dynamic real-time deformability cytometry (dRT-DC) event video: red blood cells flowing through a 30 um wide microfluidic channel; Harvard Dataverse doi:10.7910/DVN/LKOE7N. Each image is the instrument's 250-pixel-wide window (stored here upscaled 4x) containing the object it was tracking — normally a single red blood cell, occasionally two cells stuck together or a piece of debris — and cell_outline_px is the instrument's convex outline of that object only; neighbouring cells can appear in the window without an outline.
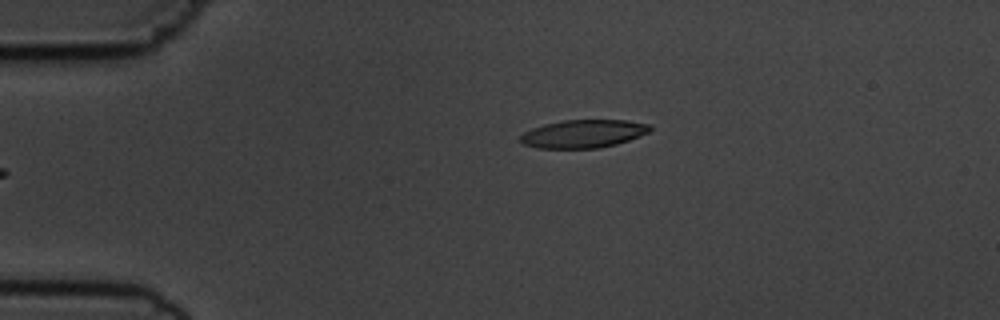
{"species": "common noctule bat (a hibernating species)", "species_latin": "Nyctalus noctula", "temperature_condition": "cold", "stored_images_in_passage": 32, "camera_frame_rate_fps": 3000, "um_per_image_px": 0.085, "animal": {"sex": "male", "body_mass_g": 19.5, "forearm_length_mm": 54.6}, "frame": {"image": 1, "passage_image": 1, "time_ms": 0.0, "image_size_px": [1000, 320], "cell_outline_px": [[652, 128], [648, 132], [628, 140], [616, 144], [600, 148], [536, 148], [524, 144], [520, 140], [520, 136], [524, 132], [532, 128], [544, 124], [564, 120], [628, 120], [652, 124]], "centroid_in_image_um": [49.59, 11.36], "position_along_channel_um": 35.4, "area_um2": 21.21}}
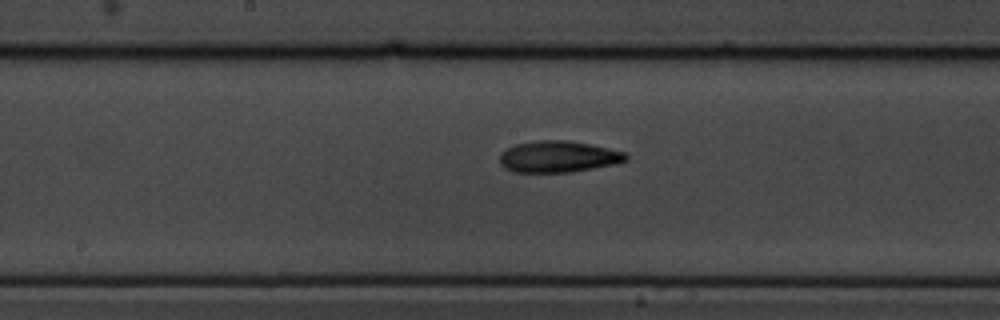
{"frame": {"image": 2, "passage_image": 18, "time_ms": 5.667, "image_size_px": [1000, 320], "cell_outline_px": [[628, 160], [616, 164], [568, 172], [512, 172], [504, 168], [500, 164], [500, 152], [516, 144], [540, 140], [568, 140], [608, 148], [624, 152], [628, 156]], "centroid_in_image_um": [47.43, 13.32], "position_along_channel_um": 200.8, "area_um2": 23.06}}
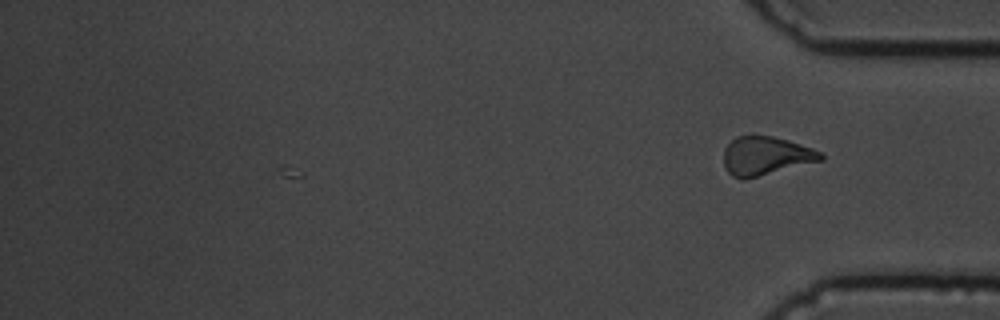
{"frame": {"image": 3, "passage_image": 32, "time_ms": 10.333, "image_size_px": [1000, 320], "cell_outline_px": [[824, 160], [744, 180], [740, 180], [732, 176], [728, 172], [724, 164], [724, 148], [736, 136], [772, 136], [788, 140], [812, 148], [820, 152], [824, 156]], "centroid_in_image_um": [65.08, 13.27], "position_along_channel_um": 370.1, "area_um2": 21.91}, "authors_computed_cell_mechanics": {"area_um2": 22.1085, "velocity_mm_per_s": 3.6464, "shape_relaxation_time_tau1_ms": 4.3714, "shape_relaxation_time_tau2_ms": 6.1839, "deformation_change_tau1": 0.1331, "deformation_change_tau2": 0.1426}}